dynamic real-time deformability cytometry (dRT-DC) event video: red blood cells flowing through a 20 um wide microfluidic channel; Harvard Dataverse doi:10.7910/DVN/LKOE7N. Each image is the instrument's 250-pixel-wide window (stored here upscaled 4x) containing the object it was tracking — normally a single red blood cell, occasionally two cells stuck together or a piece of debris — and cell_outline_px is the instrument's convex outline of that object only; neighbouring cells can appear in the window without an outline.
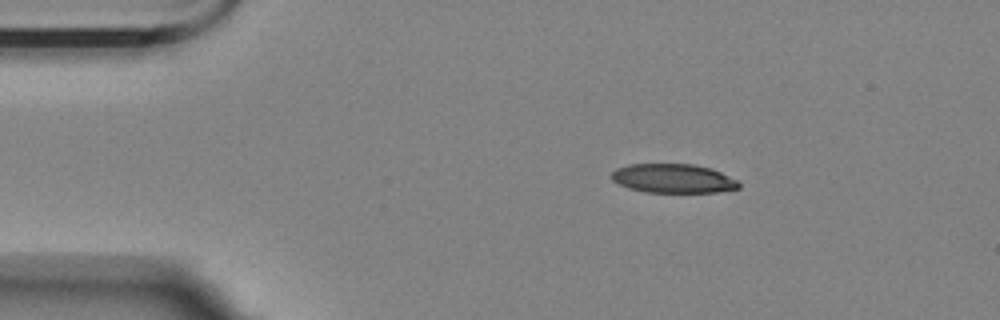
{"species": "Egyptian fruit bat (a non-hibernating species)", "species_latin": "Rousettus aegyptiacus", "temperature_condition": "room temperature", "stored_images_in_passage": 3, "camera_frame_rate_fps": 3000, "um_per_image_px": 0.085, "animal": {"sex": "female"}, "frame": {"image": 1, "passage_image": 1, "time_ms": 0.0, "image_size_px": [1000, 320], "cell_outline_px": [[740, 188], [716, 192], [644, 192], [628, 188], [612, 180], [612, 172], [616, 168], [628, 164], [696, 164], [712, 168], [736, 180], [740, 184]], "centroid_in_image_um": [57.21, 15.16], "position_along_channel_um": 27.8, "area_um2": 21.56}}
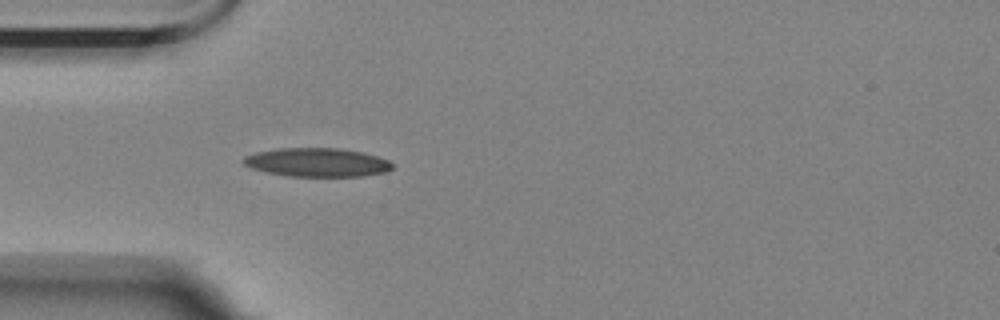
{"frame": {"image": 2, "passage_image": 3, "time_ms": 2.333, "image_size_px": [1000, 320], "cell_outline_px": [[392, 168], [388, 172], [364, 176], [288, 176], [268, 172], [252, 168], [244, 164], [240, 160], [244, 156], [256, 152], [276, 148], [340, 148], [360, 152], [376, 156], [388, 160], [392, 164]], "centroid_in_image_um": [26.94, 13.8], "position_along_channel_um": 58.1, "area_um2": 24.91}}